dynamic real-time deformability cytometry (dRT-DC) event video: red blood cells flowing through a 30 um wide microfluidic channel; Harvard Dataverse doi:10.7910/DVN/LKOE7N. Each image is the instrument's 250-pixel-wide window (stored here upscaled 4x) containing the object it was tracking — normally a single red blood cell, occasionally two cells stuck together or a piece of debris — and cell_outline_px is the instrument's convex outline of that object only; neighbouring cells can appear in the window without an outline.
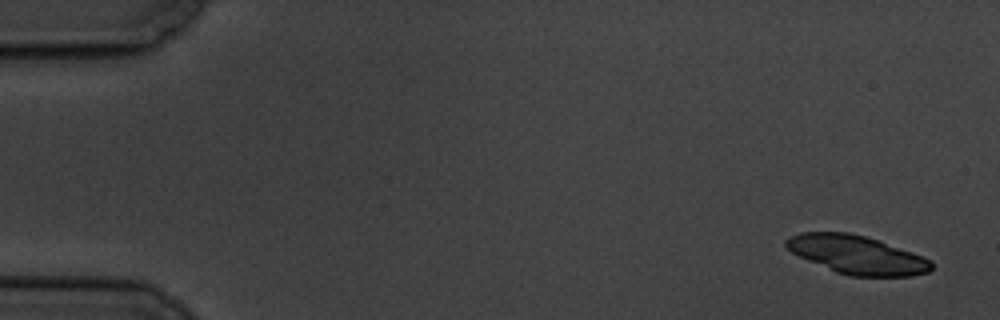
{"species": "common noctule bat (a hibernating species)", "species_latin": "Nyctalus noctula", "temperature_condition": "cold", "stored_images_in_passage": 4, "camera_frame_rate_fps": 3000, "um_per_image_px": 0.085, "animal": {"sex": "male", "body_mass_g": 19.5, "forearm_length_mm": 54.6}, "frame": {"image": 1, "passage_image": 1, "time_ms": 0.0, "image_size_px": [1000, 320], "cell_outline_px": [[932, 268], [928, 272], [912, 276], [848, 276], [836, 272], [800, 256], [792, 252], [784, 244], [784, 240], [800, 232], [848, 232], [864, 236], [912, 252], [932, 260]], "centroid_in_image_um": [72.84, 21.66], "position_along_channel_um": 12.2, "area_um2": 32.14}}